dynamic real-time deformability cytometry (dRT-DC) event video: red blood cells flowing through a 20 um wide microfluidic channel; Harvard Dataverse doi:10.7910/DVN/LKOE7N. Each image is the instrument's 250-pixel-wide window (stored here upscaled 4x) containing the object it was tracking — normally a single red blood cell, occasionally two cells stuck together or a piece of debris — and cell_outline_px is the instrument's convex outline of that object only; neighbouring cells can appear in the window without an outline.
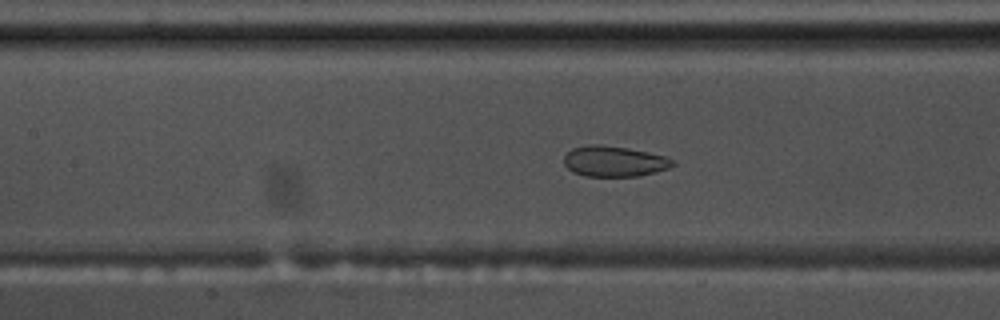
{"species": "common noctule bat (a hibernating species)", "species_latin": "Nyctalus noctula", "temperature_condition": "warm", "stored_images_in_passage": 51, "camera_frame_rate_fps": 3000, "um_per_image_px": 0.085, "animal": {"sex": "male", "body_mass_g": 17.5, "forearm_length_mm": 52.3}, "frame": {"image": 1, "passage_image": 19, "time_ms": 6.0, "image_size_px": [1000, 320], "cell_outline_px": [[676, 164], [668, 168], [656, 172], [640, 176], [584, 176], [572, 172], [564, 164], [564, 156], [572, 148], [588, 144], [600, 144], [628, 148], [648, 152], [664, 156], [676, 160]], "centroid_in_image_um": [52.21, 13.71], "position_along_channel_um": 155.2, "area_um2": 19.59}}
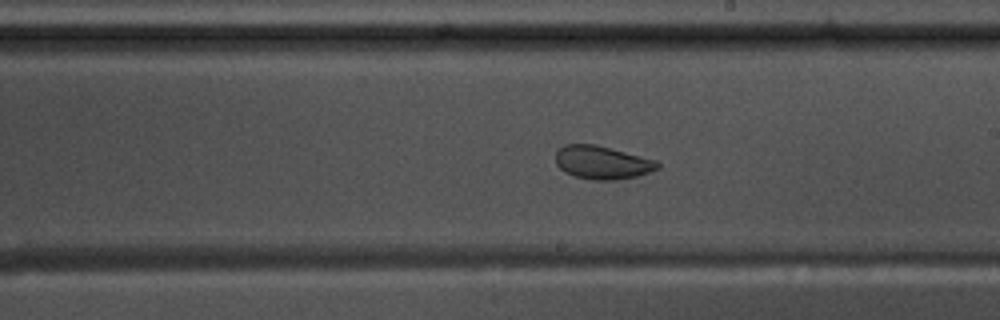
{"frame": {"image": 2, "passage_image": 26, "time_ms": 8.333, "image_size_px": [1000, 320], "cell_outline_px": [[660, 168], [636, 176], [616, 180], [592, 180], [576, 176], [564, 172], [556, 164], [556, 152], [564, 144], [596, 144], [656, 160], [660, 164]], "centroid_in_image_um": [51.18, 13.81], "position_along_channel_um": 237.8, "area_um2": 19.71}}
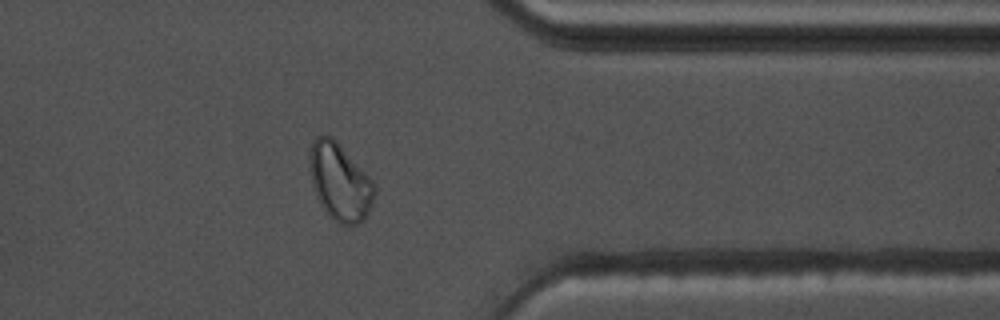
{"frame": {"image": 3, "passage_image": 39, "time_ms": 12.667, "image_size_px": [1000, 320], "cell_outline_px": [[376, 192], [372, 204], [364, 220], [360, 224], [340, 224], [332, 220], [328, 216], [320, 204], [316, 196], [312, 184], [308, 160], [308, 156], [312, 140], [316, 136], [332, 136], [340, 144], [372, 180], [376, 188]], "centroid_in_image_um": [28.87, 15.47], "position_along_channel_um": 382.5, "area_um2": 29.42}, "authors_computed_cell_mechanics": {"area_um2": 24.3916, "velocity_mm_per_s": 3.5646, "shape_relaxation_time_tau1_ms": 8.9731, "shape_relaxation_time_tau2_ms": 0.9138, "deformation_change_tau1": 0.1566, "deformation_change_tau2": 0.0514}}